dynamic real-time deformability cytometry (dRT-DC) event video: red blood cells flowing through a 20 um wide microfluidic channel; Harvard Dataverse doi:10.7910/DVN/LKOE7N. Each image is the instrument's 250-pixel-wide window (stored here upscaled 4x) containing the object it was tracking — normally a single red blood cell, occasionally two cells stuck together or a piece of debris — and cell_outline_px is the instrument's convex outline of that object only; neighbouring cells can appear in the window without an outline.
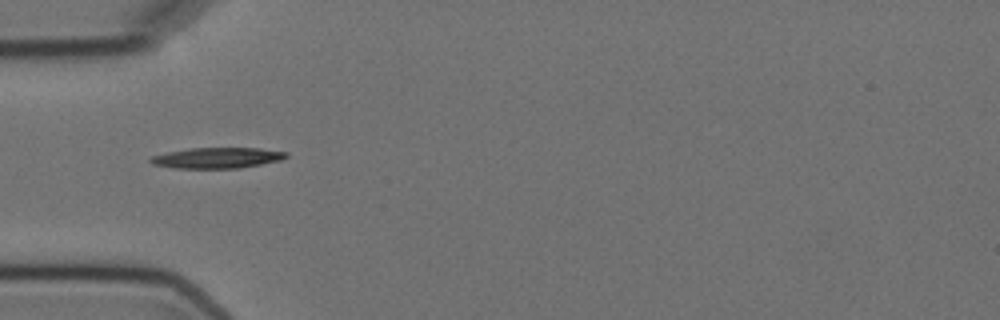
{"species": "Egyptian fruit bat (a non-hibernating species)", "species_latin": "Rousettus aegyptiacus", "temperature_condition": "cold", "stored_images_in_passage": 9, "segment_of_instrument_passage": [2, 2], "camera_frame_rate_fps": 3000, "um_per_image_px": 0.085, "animal": {"sex": "female"}, "frame": {"image": 1, "passage_image": 4, "time_ms": 4.333, "image_size_px": [1000, 320], "cell_outline_px": [[288, 156], [280, 160], [240, 168], [172, 168], [152, 164], [148, 160], [152, 156], [168, 152], [188, 148], [260, 148], [288, 152]], "centroid_in_image_um": [18.44, 13.42], "position_along_channel_um": 66.6, "area_um2": 16.36}}
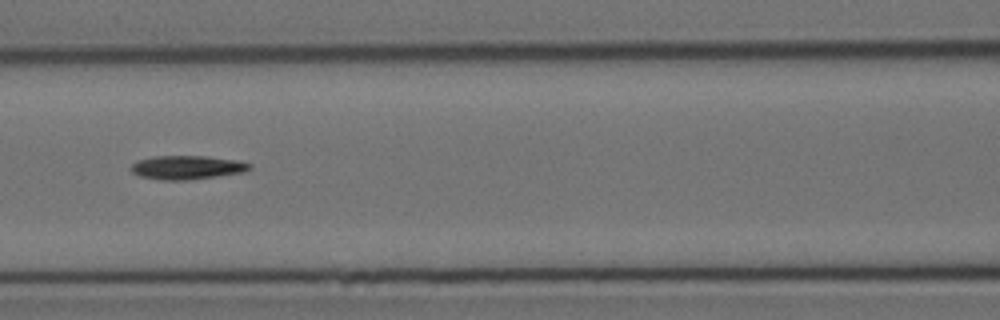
{"frame": {"image": 2, "passage_image": 6, "time_ms": 6.667, "image_size_px": [1000, 320], "cell_outline_px": [[252, 168], [244, 172], [216, 176], [184, 180], [160, 180], [140, 176], [132, 172], [128, 168], [136, 160], [152, 156], [208, 156], [236, 160], [252, 164]], "centroid_in_image_um": [15.86, 14.22], "position_along_channel_um": 150.7, "area_um2": 16.53}}
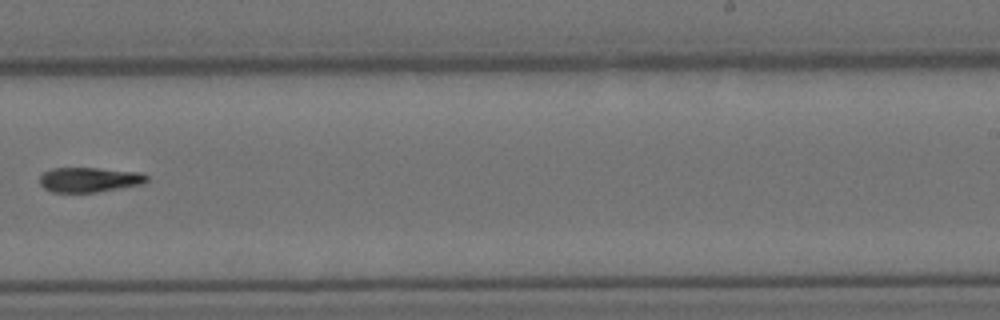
{"frame": {"image": 3, "passage_image": 9, "time_ms": 10.333, "image_size_px": [1000, 320], "cell_outline_px": [[148, 180], [140, 184], [96, 192], [52, 192], [44, 188], [40, 184], [40, 176], [44, 172], [52, 168], [96, 168], [140, 172], [148, 176]], "centroid_in_image_um": [7.56, 15.27], "position_along_channel_um": 281.4, "area_um2": 15.32}}